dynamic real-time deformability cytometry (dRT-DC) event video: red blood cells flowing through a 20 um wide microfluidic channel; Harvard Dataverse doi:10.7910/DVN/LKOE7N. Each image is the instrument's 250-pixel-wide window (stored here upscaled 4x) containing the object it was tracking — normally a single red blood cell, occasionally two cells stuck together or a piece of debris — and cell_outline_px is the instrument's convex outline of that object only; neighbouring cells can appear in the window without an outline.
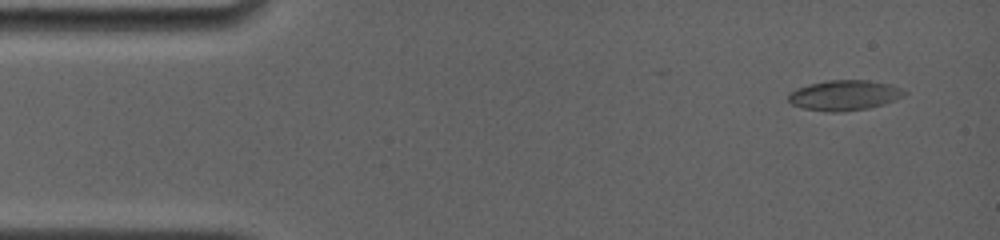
{"species": "common noctule bat (a hibernating species)", "species_latin": "Nyctalus noctula", "temperature_condition": "room temperature", "stored_images_in_passage": 4, "camera_frame_rate_fps": 4000, "um_per_image_px": 0.085, "animal": {"sex": "female", "body_mass_g": 19.0, "forearm_length_mm": 56.7}, "frame": {"image": 1, "passage_image": 1, "time_ms": 0.0, "image_size_px": [1000, 240], "cell_outline_px": [[908, 92], [904, 96], [896, 100], [884, 104], [868, 108], [836, 112], [828, 112], [804, 108], [792, 104], [788, 100], [788, 96], [796, 88], [808, 84], [828, 80], [868, 80], [892, 84]], "centroid_in_image_um": [71.8, 8.09], "position_along_channel_um": 13.2, "area_um2": 20.46}}
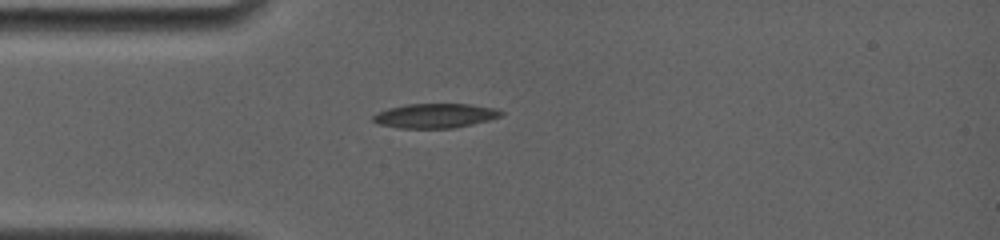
{"frame": {"image": 2, "passage_image": 4, "time_ms": 3.25, "image_size_px": [1000, 240], "cell_outline_px": [[504, 112], [500, 116], [488, 120], [472, 124], [452, 128], [396, 128], [380, 124], [372, 120], [372, 116], [388, 108], [408, 104], [468, 104], [496, 108]], "centroid_in_image_um": [36.98, 9.84], "position_along_channel_um": 48.0, "area_um2": 18.09}}